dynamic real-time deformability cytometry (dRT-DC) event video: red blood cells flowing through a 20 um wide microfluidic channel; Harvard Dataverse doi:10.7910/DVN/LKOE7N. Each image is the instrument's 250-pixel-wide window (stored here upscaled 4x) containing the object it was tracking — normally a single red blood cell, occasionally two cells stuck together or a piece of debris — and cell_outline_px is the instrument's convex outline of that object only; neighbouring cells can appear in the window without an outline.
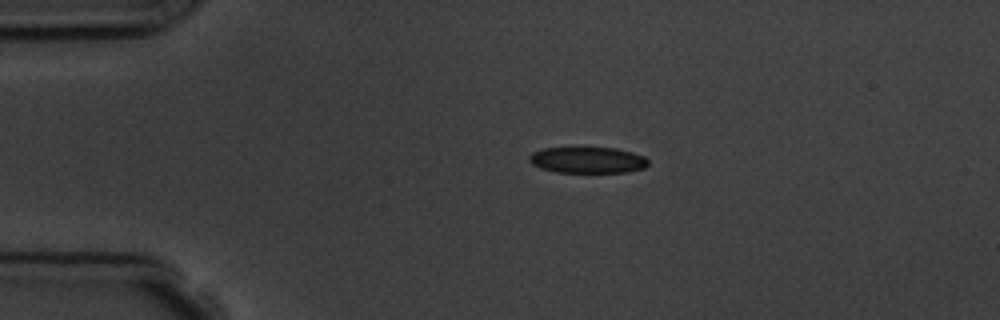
{"species": "common noctule bat (a hibernating species)", "species_latin": "Nyctalus noctula", "temperature_condition": "room temperature", "stored_images_in_passage": 4, "camera_frame_rate_fps": 3000, "um_per_image_px": 0.085, "animal": {"sex": "male", "body_mass_g": 19.5, "forearm_length_mm": 54.6}, "frame": {"image": 1, "passage_image": 3, "time_ms": 2.333, "image_size_px": [1000, 320], "cell_outline_px": [[648, 164], [644, 168], [624, 172], [556, 172], [540, 168], [532, 164], [528, 160], [528, 156], [532, 152], [544, 148], [572, 144], [576, 144], [616, 148], [632, 152], [644, 156], [648, 160]], "centroid_in_image_um": [49.88, 13.54], "position_along_channel_um": 35.1, "area_um2": 19.19}}